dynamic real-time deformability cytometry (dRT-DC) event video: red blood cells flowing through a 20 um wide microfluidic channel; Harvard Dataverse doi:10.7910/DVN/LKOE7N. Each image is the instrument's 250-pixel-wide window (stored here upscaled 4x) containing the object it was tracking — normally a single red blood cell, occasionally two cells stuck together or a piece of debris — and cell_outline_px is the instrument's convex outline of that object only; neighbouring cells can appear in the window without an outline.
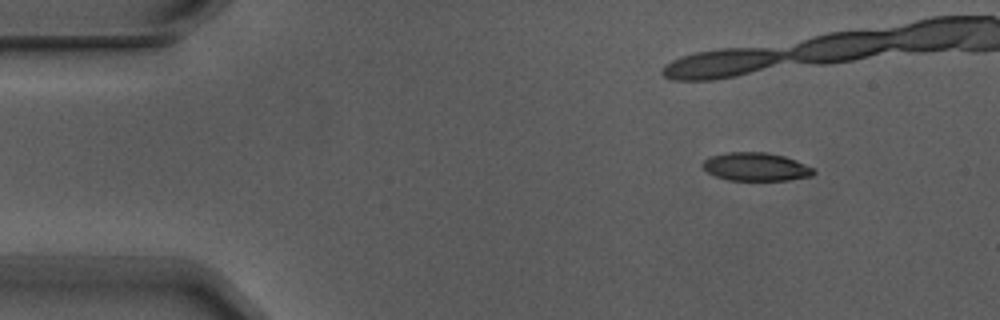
{"species": "Egyptian fruit bat (a non-hibernating species)", "species_latin": "Rousettus aegyptiacus", "temperature_condition": "warm", "stored_images_in_passage": 5, "camera_frame_rate_fps": 3000, "um_per_image_px": 0.085, "animal": {"sex": "male"}, "frame": {"image": 1, "passage_image": 2, "time_ms": 0.333, "image_size_px": [1000, 320], "cell_outline_px": [[816, 172], [812, 176], [788, 180], [728, 180], [716, 176], [708, 172], [700, 164], [704, 160], [712, 156], [728, 152], [768, 152], [784, 156], [796, 160], [816, 168]], "centroid_in_image_um": [64.3, 14.17], "position_along_channel_um": 20.7, "area_um2": 18.38}}